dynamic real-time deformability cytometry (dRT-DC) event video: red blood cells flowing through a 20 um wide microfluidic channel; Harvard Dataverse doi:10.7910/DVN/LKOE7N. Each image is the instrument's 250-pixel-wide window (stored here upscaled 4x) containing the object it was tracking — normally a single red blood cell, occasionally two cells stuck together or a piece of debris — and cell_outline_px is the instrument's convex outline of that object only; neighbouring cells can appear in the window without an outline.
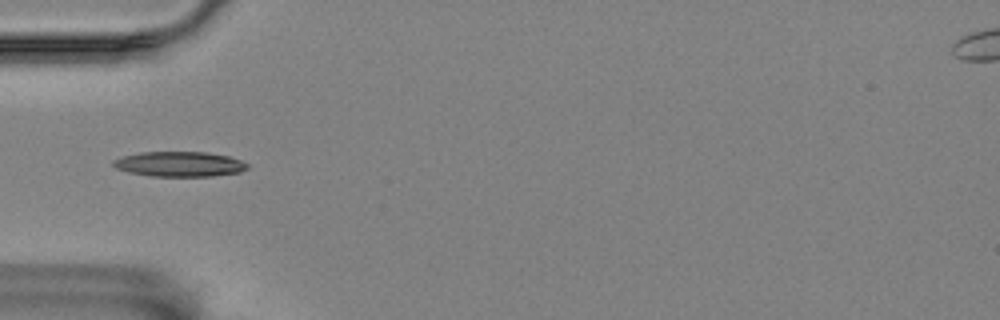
{"species": "Egyptian fruit bat (a non-hibernating species)", "species_latin": "Rousettus aegyptiacus", "temperature_condition": "room temperature", "stored_images_in_passage": 4, "camera_frame_rate_fps": 3000, "um_per_image_px": 0.085, "animal": {"sex": "female"}, "frame": {"image": 1, "passage_image": 2, "time_ms": 1.333, "image_size_px": [1000, 320], "cell_outline_px": [[248, 168], [240, 172], [212, 176], [152, 176], [128, 172], [116, 168], [112, 164], [112, 160], [124, 156], [140, 152], [208, 152], [228, 156], [240, 160], [248, 164]], "centroid_in_image_um": [15.25, 13.94], "position_along_channel_um": 69.7, "area_um2": 19.54}}
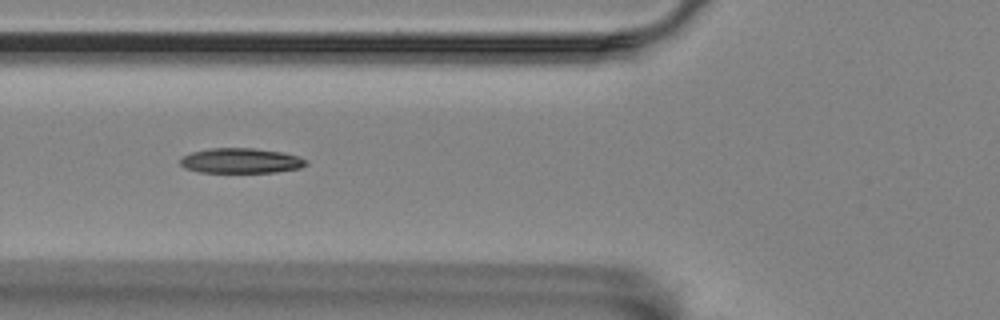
{"frame": {"image": 2, "passage_image": 3, "time_ms": 2.333, "image_size_px": [1000, 320], "cell_outline_px": [[308, 164], [300, 168], [276, 172], [200, 172], [184, 168], [180, 164], [180, 160], [184, 156], [192, 152], [208, 148], [252, 148], [284, 152], [308, 160]], "centroid_in_image_um": [20.49, 13.66], "position_along_channel_um": 105.3, "area_um2": 18.38}}
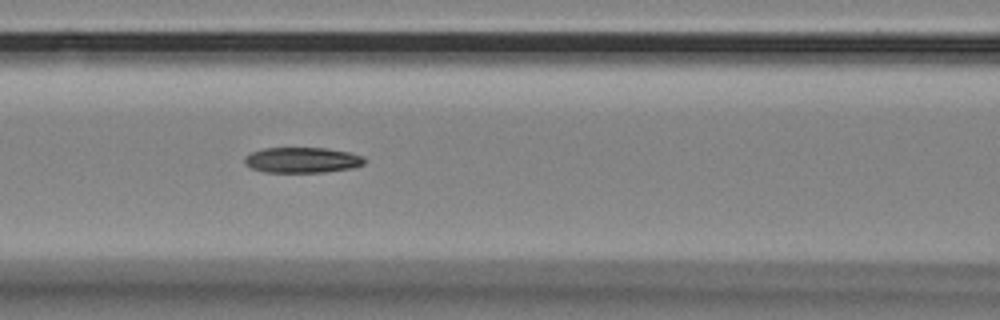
{"frame": {"image": 3, "passage_image": 4, "time_ms": 3.333, "image_size_px": [1000, 320], "cell_outline_px": [[364, 164], [352, 168], [324, 172], [264, 172], [252, 168], [244, 164], [244, 156], [252, 152], [264, 148], [324, 148], [348, 152], [364, 156]], "centroid_in_image_um": [25.66, 13.6], "position_along_channel_um": 140.9, "area_um2": 17.8}}